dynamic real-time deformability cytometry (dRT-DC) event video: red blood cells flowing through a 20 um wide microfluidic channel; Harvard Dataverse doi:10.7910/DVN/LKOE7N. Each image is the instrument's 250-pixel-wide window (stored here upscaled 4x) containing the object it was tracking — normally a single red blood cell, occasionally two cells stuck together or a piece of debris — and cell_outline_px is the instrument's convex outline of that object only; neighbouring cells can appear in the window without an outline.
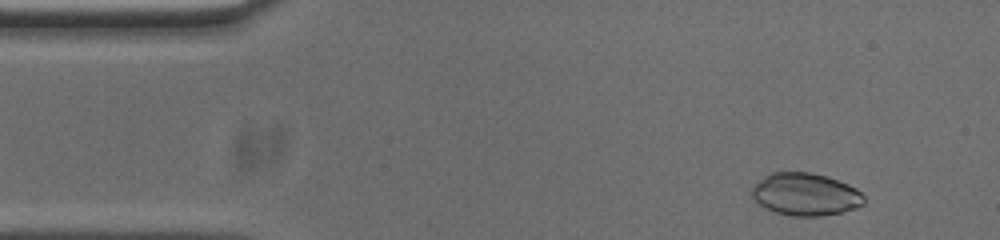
{"species": "common noctule bat (a hibernating species)", "species_latin": "Nyctalus noctula", "temperature_condition": "cold", "stored_images_in_passage": 44, "camera_frame_rate_fps": 3000, "um_per_image_px": 0.085, "animal": {"sex": "male", "body_mass_g": 20.0, "forearm_length_mm": 53.3}, "frame": {"image": 1, "passage_image": 4, "time_ms": 1.0, "image_size_px": [1000, 240], "cell_outline_px": [[864, 204], [856, 208], [840, 212], [820, 216], [792, 216], [776, 212], [760, 204], [752, 196], [752, 188], [764, 176], [772, 172], [808, 172], [824, 176], [848, 184], [856, 188], [864, 196]], "centroid_in_image_um": [68.48, 16.52], "position_along_channel_um": 16.5, "area_um2": 27.4}}
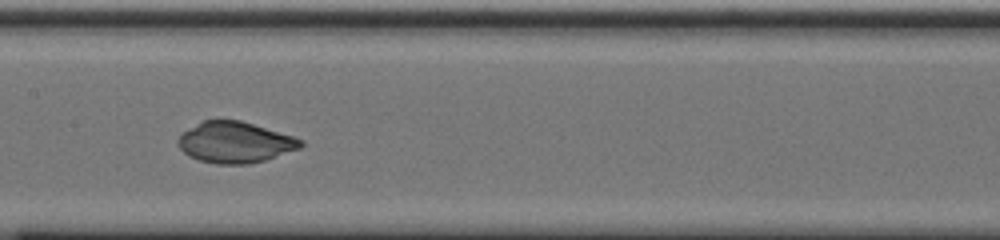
{"frame": {"image": 2, "passage_image": 24, "time_ms": 7.667, "image_size_px": [1000, 240], "cell_outline_px": [[304, 144], [300, 148], [264, 160], [248, 164], [216, 164], [200, 160], [188, 156], [180, 148], [176, 140], [184, 132], [204, 120], [240, 120], [292, 136], [304, 140]], "centroid_in_image_um": [19.98, 12.11], "position_along_channel_um": 187.4, "area_um2": 28.96}}
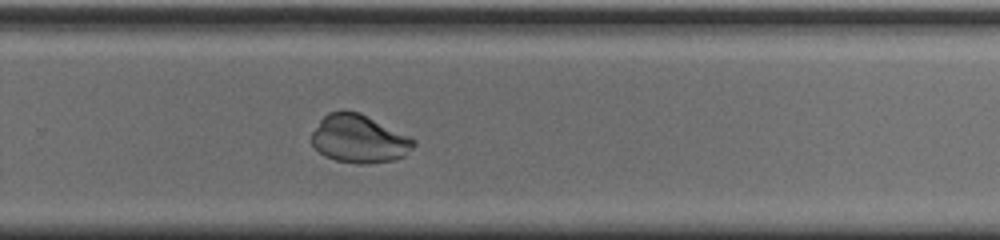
{"frame": {"image": 3, "passage_image": 33, "time_ms": 10.667, "image_size_px": [1000, 240], "cell_outline_px": [[416, 144], [404, 156], [392, 160], [368, 164], [360, 164], [336, 160], [324, 156], [312, 144], [312, 132], [320, 120], [328, 112], [344, 108], [360, 112], [416, 140]], "centroid_in_image_um": [30.5, 11.78], "position_along_channel_um": 299.3, "area_um2": 28.67}, "authors_computed_cell_mechanics": {"area_um2": 29.5069, "velocity_mm_per_s": 3.7375, "shape_relaxation_time_tau1_ms": 6.5279, "shape_relaxation_time_tau2_ms": 0.9995, "deformation_change_tau1": 0.3111, "deformation_change_tau2": 0.0198}}